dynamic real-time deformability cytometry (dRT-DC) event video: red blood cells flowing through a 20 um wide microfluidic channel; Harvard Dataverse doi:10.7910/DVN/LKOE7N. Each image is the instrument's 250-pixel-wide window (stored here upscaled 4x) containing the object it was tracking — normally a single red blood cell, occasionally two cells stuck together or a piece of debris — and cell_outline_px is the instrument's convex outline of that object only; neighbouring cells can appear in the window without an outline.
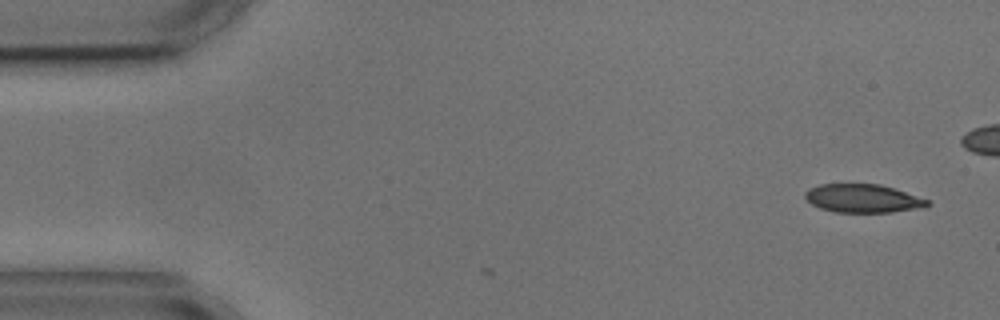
{"species": "common noctule bat (a hibernating species)", "species_latin": "Nyctalus noctula", "temperature_condition": "cold", "stored_images_in_passage": 2, "camera_frame_rate_fps": 3000, "um_per_image_px": 0.085, "animal": {"sex": "male", "body_mass_g": 17.9, "forearm_length_mm": 54.2}, "frame": {"image": 1, "passage_image": 1, "time_ms": 0.0, "image_size_px": [1000, 320], "cell_outline_px": [[932, 204], [928, 208], [892, 212], [836, 212], [820, 208], [812, 204], [804, 196], [804, 192], [820, 184], [880, 184], [928, 200]], "centroid_in_image_um": [73.39, 16.88], "position_along_channel_um": 11.6, "area_um2": 20.17}}